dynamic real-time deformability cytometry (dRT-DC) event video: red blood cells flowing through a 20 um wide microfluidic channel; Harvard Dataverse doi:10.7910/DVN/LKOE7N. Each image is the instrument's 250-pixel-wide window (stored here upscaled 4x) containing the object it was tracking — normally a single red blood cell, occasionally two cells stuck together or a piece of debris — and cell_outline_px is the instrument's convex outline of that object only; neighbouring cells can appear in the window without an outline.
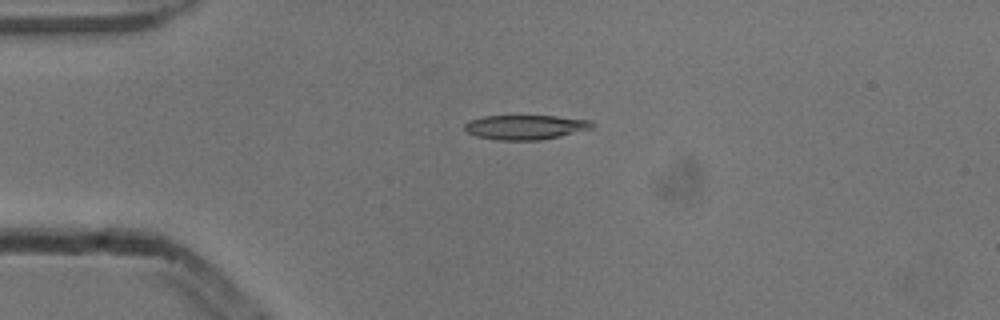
{"species": "common noctule bat (a hibernating species)", "species_latin": "Nyctalus noctula", "temperature_condition": "cold", "stored_images_in_passage": 1, "camera_frame_rate_fps": 3000, "um_per_image_px": 0.085, "animal": {"sex": "male", "body_mass_g": 13.3}, "frame": {"image": 1, "passage_image": 1, "time_ms": 0.0, "image_size_px": [1000, 320], "cell_outline_px": [[596, 124], [592, 128], [560, 136], [540, 140], [496, 140], [476, 136], [468, 132], [464, 128], [464, 124], [468, 120], [484, 116], [556, 116], [588, 120]], "centroid_in_image_um": [44.63, 10.81], "position_along_channel_um": 40.4, "area_um2": 18.21}}